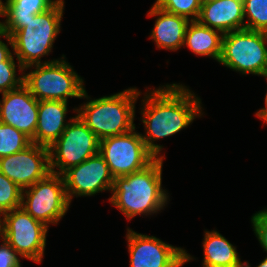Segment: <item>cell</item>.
I'll use <instances>...</instances> for the list:
<instances>
[{
    "label": "cell",
    "instance_id": "1",
    "mask_svg": "<svg viewBox=\"0 0 267 267\" xmlns=\"http://www.w3.org/2000/svg\"><path fill=\"white\" fill-rule=\"evenodd\" d=\"M164 86L146 92L142 99L141 120L146 134L141 137L156 158H164L159 154L163 147L154 141L178 133L202 115L201 99L188 87L180 83Z\"/></svg>",
    "mask_w": 267,
    "mask_h": 267
},
{
    "label": "cell",
    "instance_id": "2",
    "mask_svg": "<svg viewBox=\"0 0 267 267\" xmlns=\"http://www.w3.org/2000/svg\"><path fill=\"white\" fill-rule=\"evenodd\" d=\"M163 159L155 158L145 168L114 179L112 196L108 200L128 220L138 214L158 213L167 204L169 195L162 188Z\"/></svg>",
    "mask_w": 267,
    "mask_h": 267
},
{
    "label": "cell",
    "instance_id": "3",
    "mask_svg": "<svg viewBox=\"0 0 267 267\" xmlns=\"http://www.w3.org/2000/svg\"><path fill=\"white\" fill-rule=\"evenodd\" d=\"M64 10V0H58L50 9L31 16L22 29L15 31L11 36L3 32L18 60V70L24 73V68L41 63H50L56 60L41 62L43 56L49 55L53 43L60 33V23Z\"/></svg>",
    "mask_w": 267,
    "mask_h": 267
},
{
    "label": "cell",
    "instance_id": "4",
    "mask_svg": "<svg viewBox=\"0 0 267 267\" xmlns=\"http://www.w3.org/2000/svg\"><path fill=\"white\" fill-rule=\"evenodd\" d=\"M140 92L128 88L120 93L89 100L75 108L78 117L101 140L135 128V102Z\"/></svg>",
    "mask_w": 267,
    "mask_h": 267
},
{
    "label": "cell",
    "instance_id": "5",
    "mask_svg": "<svg viewBox=\"0 0 267 267\" xmlns=\"http://www.w3.org/2000/svg\"><path fill=\"white\" fill-rule=\"evenodd\" d=\"M36 68L23 73V84L38 100H59L68 102L69 97L91 99L85 90L84 80L73 70L71 65L61 59L50 63L35 64L24 68Z\"/></svg>",
    "mask_w": 267,
    "mask_h": 267
},
{
    "label": "cell",
    "instance_id": "6",
    "mask_svg": "<svg viewBox=\"0 0 267 267\" xmlns=\"http://www.w3.org/2000/svg\"><path fill=\"white\" fill-rule=\"evenodd\" d=\"M267 33L249 29L224 34L219 63L242 74L267 75Z\"/></svg>",
    "mask_w": 267,
    "mask_h": 267
},
{
    "label": "cell",
    "instance_id": "7",
    "mask_svg": "<svg viewBox=\"0 0 267 267\" xmlns=\"http://www.w3.org/2000/svg\"><path fill=\"white\" fill-rule=\"evenodd\" d=\"M0 217V238L21 258L41 263L49 228L35 220L22 207L5 212Z\"/></svg>",
    "mask_w": 267,
    "mask_h": 267
},
{
    "label": "cell",
    "instance_id": "8",
    "mask_svg": "<svg viewBox=\"0 0 267 267\" xmlns=\"http://www.w3.org/2000/svg\"><path fill=\"white\" fill-rule=\"evenodd\" d=\"M100 139L75 115L61 136L48 148L51 173L62 175L99 153ZM58 169L57 170H55Z\"/></svg>",
    "mask_w": 267,
    "mask_h": 267
},
{
    "label": "cell",
    "instance_id": "9",
    "mask_svg": "<svg viewBox=\"0 0 267 267\" xmlns=\"http://www.w3.org/2000/svg\"><path fill=\"white\" fill-rule=\"evenodd\" d=\"M69 206L62 175L50 173L44 179L22 190L21 207L47 227L50 223L58 224Z\"/></svg>",
    "mask_w": 267,
    "mask_h": 267
},
{
    "label": "cell",
    "instance_id": "10",
    "mask_svg": "<svg viewBox=\"0 0 267 267\" xmlns=\"http://www.w3.org/2000/svg\"><path fill=\"white\" fill-rule=\"evenodd\" d=\"M131 131L100 140L99 153L112 175L124 177L149 165L156 157L147 149L141 134Z\"/></svg>",
    "mask_w": 267,
    "mask_h": 267
},
{
    "label": "cell",
    "instance_id": "11",
    "mask_svg": "<svg viewBox=\"0 0 267 267\" xmlns=\"http://www.w3.org/2000/svg\"><path fill=\"white\" fill-rule=\"evenodd\" d=\"M62 176L70 204L74 196H93L105 190L111 191L115 179L100 153L70 167Z\"/></svg>",
    "mask_w": 267,
    "mask_h": 267
},
{
    "label": "cell",
    "instance_id": "12",
    "mask_svg": "<svg viewBox=\"0 0 267 267\" xmlns=\"http://www.w3.org/2000/svg\"><path fill=\"white\" fill-rule=\"evenodd\" d=\"M0 172L21 190L28 188L51 173L49 149L32 142L25 149L0 158Z\"/></svg>",
    "mask_w": 267,
    "mask_h": 267
},
{
    "label": "cell",
    "instance_id": "13",
    "mask_svg": "<svg viewBox=\"0 0 267 267\" xmlns=\"http://www.w3.org/2000/svg\"><path fill=\"white\" fill-rule=\"evenodd\" d=\"M130 267H177L185 259V249L174 247L155 236L127 228Z\"/></svg>",
    "mask_w": 267,
    "mask_h": 267
},
{
    "label": "cell",
    "instance_id": "14",
    "mask_svg": "<svg viewBox=\"0 0 267 267\" xmlns=\"http://www.w3.org/2000/svg\"><path fill=\"white\" fill-rule=\"evenodd\" d=\"M39 101L22 84L19 88L2 93L0 122L24 133L35 143Z\"/></svg>",
    "mask_w": 267,
    "mask_h": 267
},
{
    "label": "cell",
    "instance_id": "15",
    "mask_svg": "<svg viewBox=\"0 0 267 267\" xmlns=\"http://www.w3.org/2000/svg\"><path fill=\"white\" fill-rule=\"evenodd\" d=\"M243 0H213L203 3L197 21L223 34L245 29Z\"/></svg>",
    "mask_w": 267,
    "mask_h": 267
},
{
    "label": "cell",
    "instance_id": "16",
    "mask_svg": "<svg viewBox=\"0 0 267 267\" xmlns=\"http://www.w3.org/2000/svg\"><path fill=\"white\" fill-rule=\"evenodd\" d=\"M68 102L59 100L39 101L35 144L50 147L64 132Z\"/></svg>",
    "mask_w": 267,
    "mask_h": 267
},
{
    "label": "cell",
    "instance_id": "17",
    "mask_svg": "<svg viewBox=\"0 0 267 267\" xmlns=\"http://www.w3.org/2000/svg\"><path fill=\"white\" fill-rule=\"evenodd\" d=\"M147 16H157L150 38L157 48L176 51L184 45V38L189 20L185 17L168 13L153 4Z\"/></svg>",
    "mask_w": 267,
    "mask_h": 267
},
{
    "label": "cell",
    "instance_id": "18",
    "mask_svg": "<svg viewBox=\"0 0 267 267\" xmlns=\"http://www.w3.org/2000/svg\"><path fill=\"white\" fill-rule=\"evenodd\" d=\"M58 0H6L3 3L4 22H0V31L11 36L15 31L22 29L31 16L50 9Z\"/></svg>",
    "mask_w": 267,
    "mask_h": 267
},
{
    "label": "cell",
    "instance_id": "19",
    "mask_svg": "<svg viewBox=\"0 0 267 267\" xmlns=\"http://www.w3.org/2000/svg\"><path fill=\"white\" fill-rule=\"evenodd\" d=\"M203 267H244L236 246L216 230L204 232Z\"/></svg>",
    "mask_w": 267,
    "mask_h": 267
},
{
    "label": "cell",
    "instance_id": "20",
    "mask_svg": "<svg viewBox=\"0 0 267 267\" xmlns=\"http://www.w3.org/2000/svg\"><path fill=\"white\" fill-rule=\"evenodd\" d=\"M224 34L218 30L200 24L197 20L187 25L184 46L194 54L220 59Z\"/></svg>",
    "mask_w": 267,
    "mask_h": 267
},
{
    "label": "cell",
    "instance_id": "21",
    "mask_svg": "<svg viewBox=\"0 0 267 267\" xmlns=\"http://www.w3.org/2000/svg\"><path fill=\"white\" fill-rule=\"evenodd\" d=\"M31 143V139L24 133L0 122V158L17 153Z\"/></svg>",
    "mask_w": 267,
    "mask_h": 267
},
{
    "label": "cell",
    "instance_id": "22",
    "mask_svg": "<svg viewBox=\"0 0 267 267\" xmlns=\"http://www.w3.org/2000/svg\"><path fill=\"white\" fill-rule=\"evenodd\" d=\"M245 29L267 33V0H243Z\"/></svg>",
    "mask_w": 267,
    "mask_h": 267
},
{
    "label": "cell",
    "instance_id": "23",
    "mask_svg": "<svg viewBox=\"0 0 267 267\" xmlns=\"http://www.w3.org/2000/svg\"><path fill=\"white\" fill-rule=\"evenodd\" d=\"M154 5L168 13L185 17L189 21H196L202 3L200 0H156Z\"/></svg>",
    "mask_w": 267,
    "mask_h": 267
},
{
    "label": "cell",
    "instance_id": "24",
    "mask_svg": "<svg viewBox=\"0 0 267 267\" xmlns=\"http://www.w3.org/2000/svg\"><path fill=\"white\" fill-rule=\"evenodd\" d=\"M22 190L0 172V216L21 207Z\"/></svg>",
    "mask_w": 267,
    "mask_h": 267
},
{
    "label": "cell",
    "instance_id": "25",
    "mask_svg": "<svg viewBox=\"0 0 267 267\" xmlns=\"http://www.w3.org/2000/svg\"><path fill=\"white\" fill-rule=\"evenodd\" d=\"M12 54L6 61L0 63V93L19 88L23 84L22 76L16 75V63Z\"/></svg>",
    "mask_w": 267,
    "mask_h": 267
},
{
    "label": "cell",
    "instance_id": "26",
    "mask_svg": "<svg viewBox=\"0 0 267 267\" xmlns=\"http://www.w3.org/2000/svg\"><path fill=\"white\" fill-rule=\"evenodd\" d=\"M253 231L267 253V209L256 212L251 218Z\"/></svg>",
    "mask_w": 267,
    "mask_h": 267
},
{
    "label": "cell",
    "instance_id": "27",
    "mask_svg": "<svg viewBox=\"0 0 267 267\" xmlns=\"http://www.w3.org/2000/svg\"><path fill=\"white\" fill-rule=\"evenodd\" d=\"M0 244V267H21L16 251L3 239Z\"/></svg>",
    "mask_w": 267,
    "mask_h": 267
},
{
    "label": "cell",
    "instance_id": "28",
    "mask_svg": "<svg viewBox=\"0 0 267 267\" xmlns=\"http://www.w3.org/2000/svg\"><path fill=\"white\" fill-rule=\"evenodd\" d=\"M0 37H3V31H0ZM13 52L10 51L7 44L0 40V63L6 61Z\"/></svg>",
    "mask_w": 267,
    "mask_h": 267
},
{
    "label": "cell",
    "instance_id": "29",
    "mask_svg": "<svg viewBox=\"0 0 267 267\" xmlns=\"http://www.w3.org/2000/svg\"><path fill=\"white\" fill-rule=\"evenodd\" d=\"M264 77L267 79V75L264 76ZM266 112H267V93L265 95V107L264 108H261L259 111H257V113H255V115L258 118H261Z\"/></svg>",
    "mask_w": 267,
    "mask_h": 267
},
{
    "label": "cell",
    "instance_id": "30",
    "mask_svg": "<svg viewBox=\"0 0 267 267\" xmlns=\"http://www.w3.org/2000/svg\"><path fill=\"white\" fill-rule=\"evenodd\" d=\"M194 259L191 255H189L186 250H185V259L177 266V267H182L186 262Z\"/></svg>",
    "mask_w": 267,
    "mask_h": 267
},
{
    "label": "cell",
    "instance_id": "31",
    "mask_svg": "<svg viewBox=\"0 0 267 267\" xmlns=\"http://www.w3.org/2000/svg\"><path fill=\"white\" fill-rule=\"evenodd\" d=\"M244 267H251L249 263L244 262ZM256 267H267V256L266 258Z\"/></svg>",
    "mask_w": 267,
    "mask_h": 267
},
{
    "label": "cell",
    "instance_id": "32",
    "mask_svg": "<svg viewBox=\"0 0 267 267\" xmlns=\"http://www.w3.org/2000/svg\"><path fill=\"white\" fill-rule=\"evenodd\" d=\"M0 16H3V2L0 0Z\"/></svg>",
    "mask_w": 267,
    "mask_h": 267
},
{
    "label": "cell",
    "instance_id": "33",
    "mask_svg": "<svg viewBox=\"0 0 267 267\" xmlns=\"http://www.w3.org/2000/svg\"><path fill=\"white\" fill-rule=\"evenodd\" d=\"M260 119L264 120V124H267V112Z\"/></svg>",
    "mask_w": 267,
    "mask_h": 267
},
{
    "label": "cell",
    "instance_id": "34",
    "mask_svg": "<svg viewBox=\"0 0 267 267\" xmlns=\"http://www.w3.org/2000/svg\"><path fill=\"white\" fill-rule=\"evenodd\" d=\"M209 1H213V0H200V2L203 4V3H206V2H209Z\"/></svg>",
    "mask_w": 267,
    "mask_h": 267
}]
</instances>
